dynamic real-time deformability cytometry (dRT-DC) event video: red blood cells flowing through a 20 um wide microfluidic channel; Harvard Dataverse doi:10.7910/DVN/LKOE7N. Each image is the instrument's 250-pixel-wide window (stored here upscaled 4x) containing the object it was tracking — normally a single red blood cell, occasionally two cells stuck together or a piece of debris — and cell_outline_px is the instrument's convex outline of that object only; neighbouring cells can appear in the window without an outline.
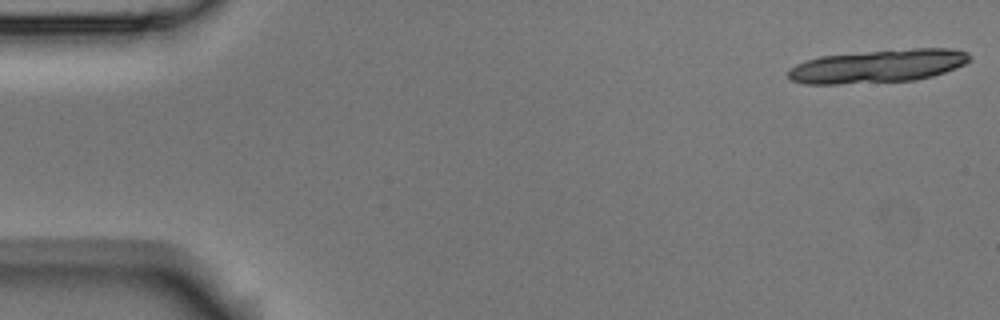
{"species": "Egyptian fruit bat (a non-hibernating species)", "species_latin": "Rousettus aegyptiacus", "temperature_condition": "room temperature", "stored_images_in_passage": 12, "camera_frame_rate_fps": 3000, "um_per_image_px": 0.085, "animal": {"sex": "male"}, "frame": {"image": 1, "passage_image": 1, "time_ms": 0.0, "image_size_px": [1000, 320], "cell_outline_px": [[972, 56], [964, 64], [956, 68], [932, 76], [916, 80], [840, 84], [804, 84], [792, 80], [788, 76], [788, 72], [796, 64], [820, 56], [912, 48], [952, 48], [968, 52]], "centroid_in_image_um": [74.66, 5.62], "position_along_channel_um": 10.3, "area_um2": 34.91}}